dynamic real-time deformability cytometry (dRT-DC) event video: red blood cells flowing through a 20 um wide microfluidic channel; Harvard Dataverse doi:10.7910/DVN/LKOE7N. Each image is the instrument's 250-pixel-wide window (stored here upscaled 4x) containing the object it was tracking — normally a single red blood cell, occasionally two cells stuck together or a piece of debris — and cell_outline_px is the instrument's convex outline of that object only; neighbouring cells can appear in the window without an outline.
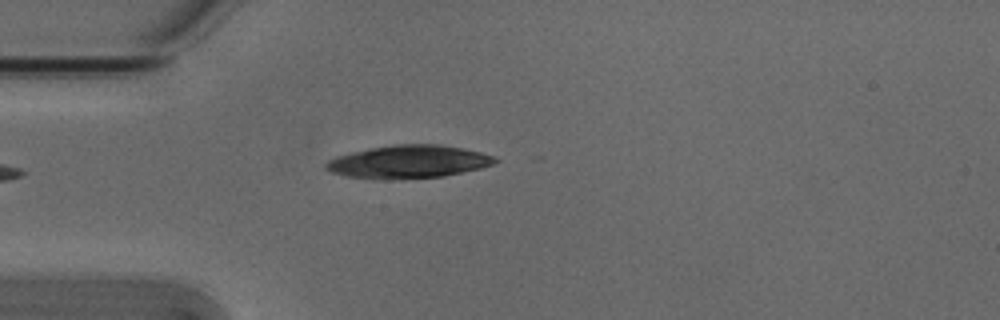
{"species": "Egyptian fruit bat (a non-hibernating species)", "species_latin": "Rousettus aegyptiacus", "temperature_condition": "cold", "stored_images_in_passage": 4, "camera_frame_rate_fps": 3000, "um_per_image_px": 0.085, "animal": {"sex": "male"}, "frame": {"image": 1, "passage_image": 4, "time_ms": 1.0, "image_size_px": [1000, 320], "cell_outline_px": [[500, 160], [492, 164], [480, 168], [444, 176], [384, 180], [380, 180], [344, 176], [332, 172], [324, 168], [324, 164], [328, 160], [336, 156], [352, 152], [372, 148], [396, 144], [440, 144], [464, 148], [480, 152], [492, 156]], "centroid_in_image_um": [34.69, 13.75], "position_along_channel_um": 50.3, "area_um2": 32.54}}